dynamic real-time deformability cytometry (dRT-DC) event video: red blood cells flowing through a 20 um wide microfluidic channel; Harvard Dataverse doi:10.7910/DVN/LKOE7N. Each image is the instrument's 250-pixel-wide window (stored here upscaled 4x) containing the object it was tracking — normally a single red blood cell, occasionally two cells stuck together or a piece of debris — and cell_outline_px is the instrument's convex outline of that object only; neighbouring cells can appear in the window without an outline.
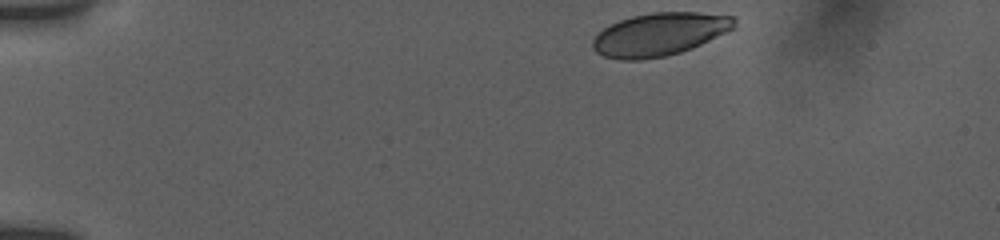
{"species": "human", "species_latin": "Homo sapiens", "temperature_condition": "room temperature", "stored_images_in_passage": 40, "camera_frame_rate_fps": 3000, "um_per_image_px": 0.085, "donor": {"sex": "female"}, "frame": {"image": 1, "passage_image": 1, "time_ms": 0.0, "image_size_px": [1000, 240], "cell_outline_px": [[736, 28], [692, 48], [680, 52], [664, 56], [640, 60], [620, 60], [604, 56], [596, 52], [592, 48], [592, 40], [604, 28], [620, 20], [632, 16], [652, 12], [696, 12], [736, 16]], "centroid_in_image_um": [56.09, 2.91], "position_along_channel_um": 28.9, "area_um2": 35.49}}
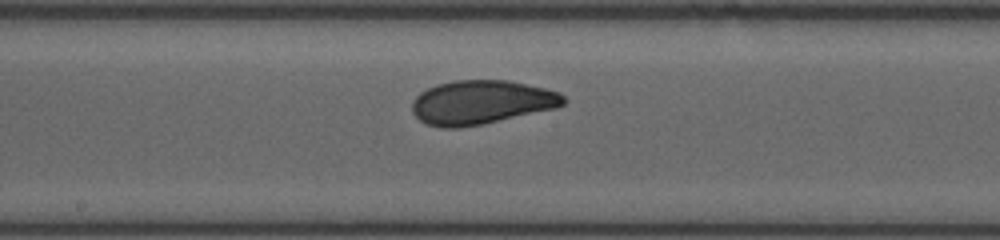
{"frame": {"image": 2, "passage_image": 22, "time_ms": 7.0, "image_size_px": [1000, 240], "cell_outline_px": [[568, 100], [564, 104], [556, 108], [480, 124], [456, 128], [440, 128], [428, 124], [420, 120], [412, 112], [412, 100], [420, 92], [436, 84], [452, 80], [508, 80], [544, 88], [560, 92]], "centroid_in_image_um": [40.9, 8.68], "position_along_channel_um": 207.3, "area_um2": 38.73}}
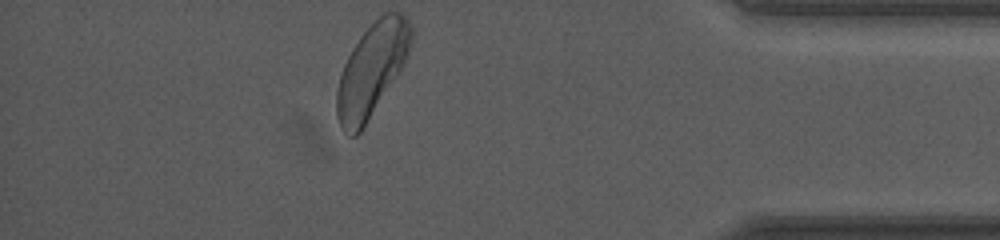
{"frame": {"image": 3, "passage_image": 40, "time_ms": 13.0, "image_size_px": [1000, 240], "cell_outline_px": [[412, 40], [408, 52], [400, 68], [360, 132], [356, 136], [348, 136], [340, 128], [336, 116], [336, 92], [340, 72], [352, 48], [360, 36], [384, 12], [400, 12], [408, 20], [412, 28]], "centroid_in_image_um": [31.55, 5.95], "position_along_channel_um": 403.7, "area_um2": 39.42}, "authors_computed_cell_mechanics": {"area_um2": 38.1769, "velocity_mm_per_s": 3.8031, "shape_relaxation_time_tau1_ms": 4.9416, "shape_relaxation_time_tau2_ms": 1.1077, "deformation_change_tau1": 0.1197, "deformation_change_tau2": 0.0641}}